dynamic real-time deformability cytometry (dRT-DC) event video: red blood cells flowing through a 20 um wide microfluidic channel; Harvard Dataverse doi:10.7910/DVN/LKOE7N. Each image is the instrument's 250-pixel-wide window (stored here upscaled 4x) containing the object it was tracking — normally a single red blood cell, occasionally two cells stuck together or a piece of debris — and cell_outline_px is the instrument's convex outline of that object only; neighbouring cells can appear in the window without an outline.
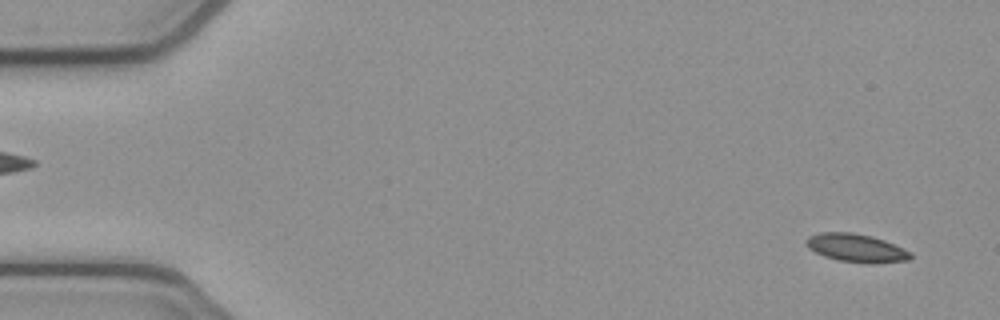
{"species": "common noctule bat (a hibernating species)", "species_latin": "Nyctalus noctula", "temperature_condition": "cold", "stored_images_in_passage": 12, "camera_frame_rate_fps": 3000, "um_per_image_px": 0.085, "animal": {"sex": "female", "body_mass_g": 21.9}, "frame": {"image": 1, "passage_image": 3, "time_ms": 0.667, "image_size_px": [1000, 320], "cell_outline_px": [[912, 256], [908, 260], [840, 260], [824, 256], [808, 248], [804, 244], [804, 240], [808, 236], [820, 232], [852, 232], [872, 236], [884, 240], [912, 252]], "centroid_in_image_um": [72.67, 21.0], "position_along_channel_um": 12.3, "area_um2": 16.24}}